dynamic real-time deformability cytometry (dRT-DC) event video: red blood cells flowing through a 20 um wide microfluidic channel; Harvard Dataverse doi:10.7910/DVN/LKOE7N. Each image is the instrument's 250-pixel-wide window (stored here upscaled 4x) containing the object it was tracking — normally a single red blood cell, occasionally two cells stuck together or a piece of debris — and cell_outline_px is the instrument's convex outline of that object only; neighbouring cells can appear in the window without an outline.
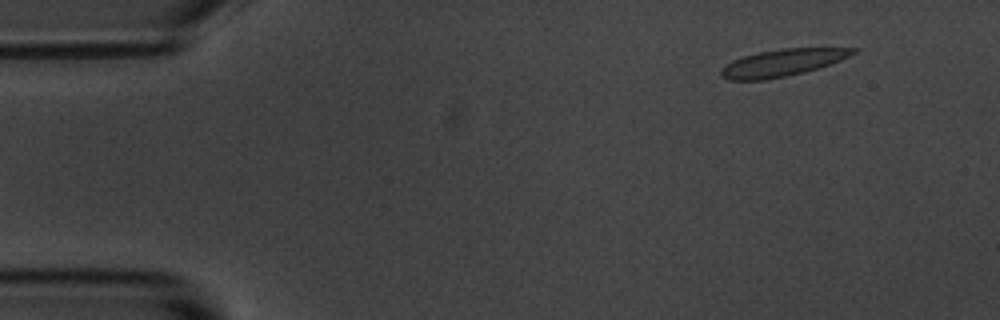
{"species": "common noctule bat (a hibernating species)", "species_latin": "Nyctalus noctula", "temperature_condition": "room temperature", "stored_images_in_passage": 56, "camera_frame_rate_fps": 3000, "um_per_image_px": 0.085, "animal": {"sex": "male", "body_mass_g": 20.1, "forearm_length_mm": 53.5}, "frame": {"image": 1, "passage_image": 6, "time_ms": 1.667, "image_size_px": [1000, 320], "cell_outline_px": [[860, 48], [856, 52], [840, 60], [820, 68], [804, 72], [764, 80], [728, 80], [720, 76], [720, 68], [732, 60], [744, 56], [760, 52], [780, 48]], "centroid_in_image_um": [66.47, 5.33], "position_along_channel_um": 18.5, "area_um2": 20.75}}
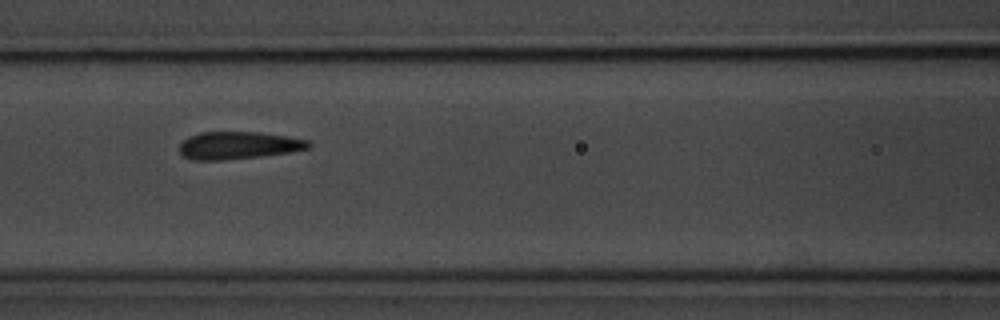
{"frame": {"image": 2, "passage_image": 24, "time_ms": 7.667, "image_size_px": [1000, 320], "cell_outline_px": [[312, 144], [308, 148], [288, 152], [260, 156], [224, 160], [192, 160], [184, 156], [180, 152], [180, 144], [188, 136], [200, 132], [260, 132], [312, 140]], "centroid_in_image_um": [20.27, 12.35], "position_along_channel_um": 146.3, "area_um2": 20.69}}
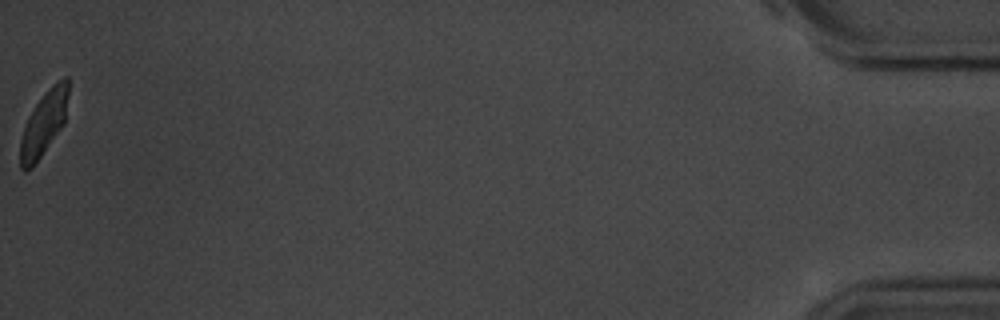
{"frame": {"image": 3, "passage_image": 56, "time_ms": 18.333, "image_size_px": [1000, 320], "cell_outline_px": [[68, 96], [64, 124], [32, 168], [28, 172], [24, 172], [20, 168], [20, 140], [28, 116], [44, 92], [52, 84], [64, 76], [68, 76]], "centroid_in_image_um": [3.72, 10.49], "position_along_channel_um": 431.5, "area_um2": 18.09}, "authors_computed_cell_mechanics": {"area_um2": 20.7213, "velocity_mm_per_s": 3.6039, "shape_relaxation_time_tau1_ms": 5.5991, "shape_relaxation_time_tau2_ms": null, "deformation_change_tau1": 0.1765, "deformation_change_tau2": null}}